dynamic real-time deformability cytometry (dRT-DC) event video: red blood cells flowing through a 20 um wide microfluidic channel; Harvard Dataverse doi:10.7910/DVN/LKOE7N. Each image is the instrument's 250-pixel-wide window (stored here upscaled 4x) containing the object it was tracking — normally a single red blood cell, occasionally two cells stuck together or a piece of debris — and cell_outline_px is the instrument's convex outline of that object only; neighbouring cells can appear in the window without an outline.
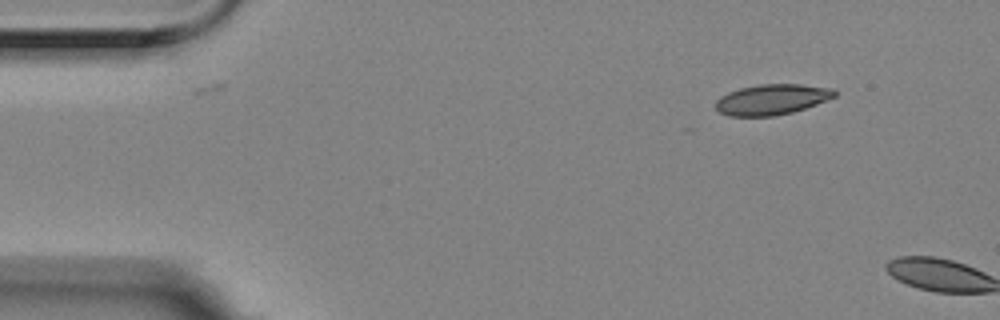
{"species": "Egyptian fruit bat (a non-hibernating species)", "species_latin": "Rousettus aegyptiacus", "temperature_condition": "room temperature", "stored_images_in_passage": 2, "camera_frame_rate_fps": 3000, "um_per_image_px": 0.085, "animal": {"sex": "female"}, "frame": {"image": 1, "passage_image": 1, "time_ms": 0.0, "image_size_px": [1000, 320], "cell_outline_px": [[836, 96], [816, 104], [792, 112], [772, 116], [728, 116], [720, 112], [716, 108], [716, 100], [720, 96], [728, 92], [740, 88], [756, 84], [800, 84], [832, 88], [836, 92]], "centroid_in_image_um": [65.58, 8.45], "position_along_channel_um": 19.4, "area_um2": 21.1}}